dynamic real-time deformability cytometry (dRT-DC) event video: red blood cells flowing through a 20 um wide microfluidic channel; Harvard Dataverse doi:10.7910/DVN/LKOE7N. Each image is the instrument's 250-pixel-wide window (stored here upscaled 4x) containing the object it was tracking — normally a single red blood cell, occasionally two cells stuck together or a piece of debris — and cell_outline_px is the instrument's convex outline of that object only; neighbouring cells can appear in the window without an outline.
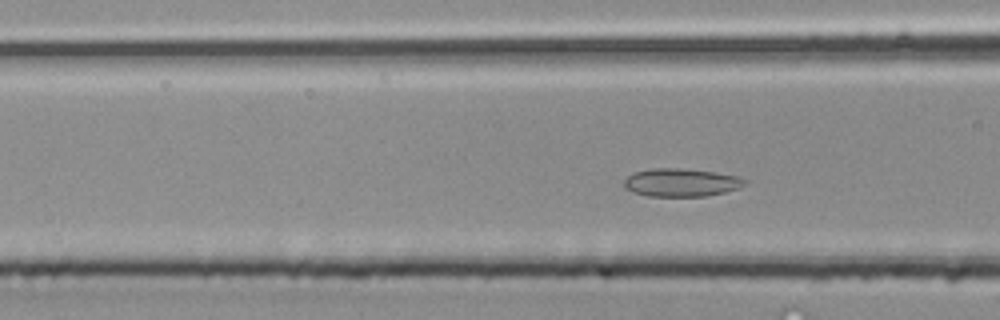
{"species": "common noctule bat (a hibernating species)", "species_latin": "Nyctalus noctula", "temperature_condition": "room temperature", "stored_images_in_passage": 5, "camera_frame_rate_fps": 3000, "um_per_image_px": 0.085, "animal": {"sex": "male", "body_mass_g": 20.4}, "frame": {"image": 1, "passage_image": 5, "time_ms": 1.333, "image_size_px": [1000, 320], "cell_outline_px": [[748, 184], [740, 188], [724, 192], [704, 196], [648, 196], [632, 192], [624, 184], [624, 180], [628, 176], [636, 172], [648, 168], [680, 168], [716, 172], [736, 176], [748, 180]], "centroid_in_image_um": [57.94, 15.51], "position_along_channel_um": 108.7, "area_um2": 19.77}}